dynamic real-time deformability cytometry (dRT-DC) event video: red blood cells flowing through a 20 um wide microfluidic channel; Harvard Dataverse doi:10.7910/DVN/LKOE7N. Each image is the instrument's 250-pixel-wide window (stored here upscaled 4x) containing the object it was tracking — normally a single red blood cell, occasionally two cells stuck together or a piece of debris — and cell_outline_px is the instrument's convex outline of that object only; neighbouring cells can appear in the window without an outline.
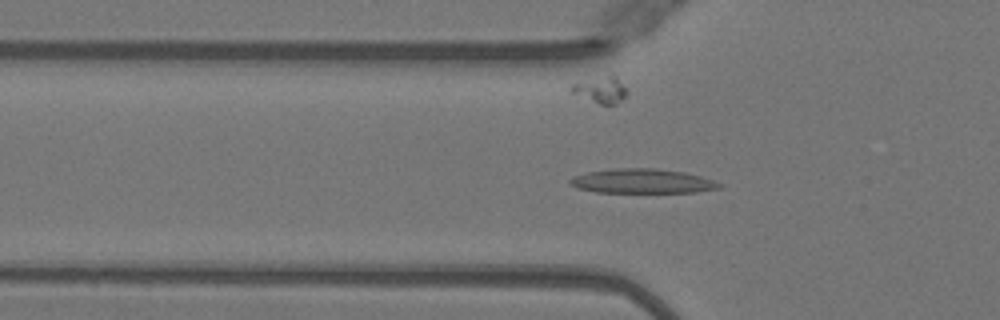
{"species": "Egyptian fruit bat (a non-hibernating species)", "species_latin": "Rousettus aegyptiacus", "temperature_condition": "warm", "stored_images_in_passage": 43, "camera_frame_rate_fps": 3000, "um_per_image_px": 0.085, "animal": {"sex": "female"}, "frame": {"image": 1, "passage_image": 16, "time_ms": 5.0, "image_size_px": [1000, 320], "cell_outline_px": [[724, 184], [720, 188], [696, 192], [596, 192], [576, 188], [568, 180], [572, 176], [588, 172], [616, 168], [656, 168], [684, 172], [700, 176]], "centroid_in_image_um": [54.59, 15.39], "position_along_channel_um": 71.2, "area_um2": 21.21}}
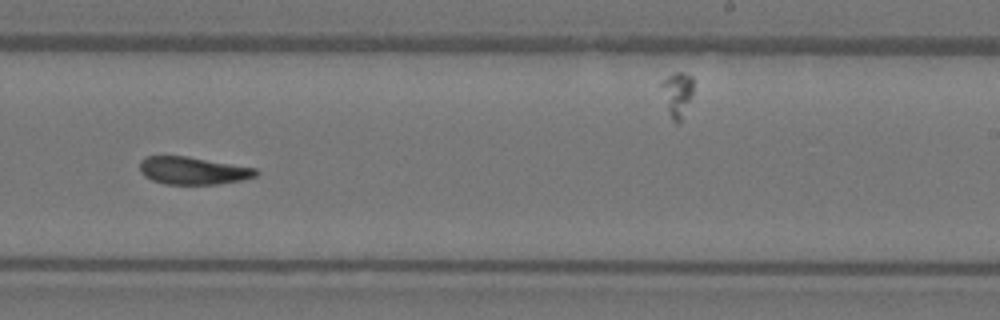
{"frame": {"image": 2, "passage_image": 31, "time_ms": 10.0, "image_size_px": [1000, 320], "cell_outline_px": [[260, 172], [256, 176], [240, 180], [216, 184], [164, 184], [152, 180], [144, 176], [140, 172], [140, 160], [144, 156], [188, 156], [256, 168]], "centroid_in_image_um": [16.38, 14.5], "position_along_channel_um": 272.6, "area_um2": 18.73}}
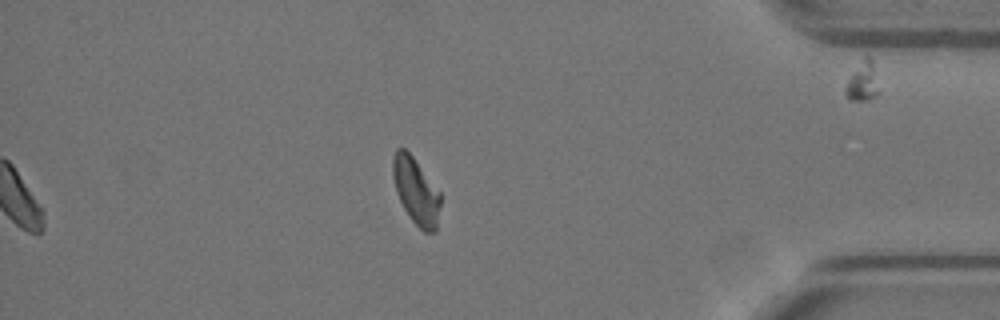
{"frame": {"image": 3, "passage_image": 43, "time_ms": 14.0, "image_size_px": [1000, 320], "cell_outline_px": [[440, 204], [436, 232], [424, 232], [412, 220], [404, 208], [396, 192], [392, 176], [392, 156], [396, 148], [404, 148], [412, 156], [440, 192]], "centroid_in_image_um": [35.34, 16.22], "position_along_channel_um": 399.9, "area_um2": 18.32}, "authors_computed_cell_mechanics": {"area_um2": 19.4208, "velocity_mm_per_s": 4.0272, "shape_relaxation_time_tau1_ms": 10.4348, "shape_relaxation_time_tau2_ms": 2.5781, "deformation_change_tau1": 0.3035, "deformation_change_tau2": 0.1007}}